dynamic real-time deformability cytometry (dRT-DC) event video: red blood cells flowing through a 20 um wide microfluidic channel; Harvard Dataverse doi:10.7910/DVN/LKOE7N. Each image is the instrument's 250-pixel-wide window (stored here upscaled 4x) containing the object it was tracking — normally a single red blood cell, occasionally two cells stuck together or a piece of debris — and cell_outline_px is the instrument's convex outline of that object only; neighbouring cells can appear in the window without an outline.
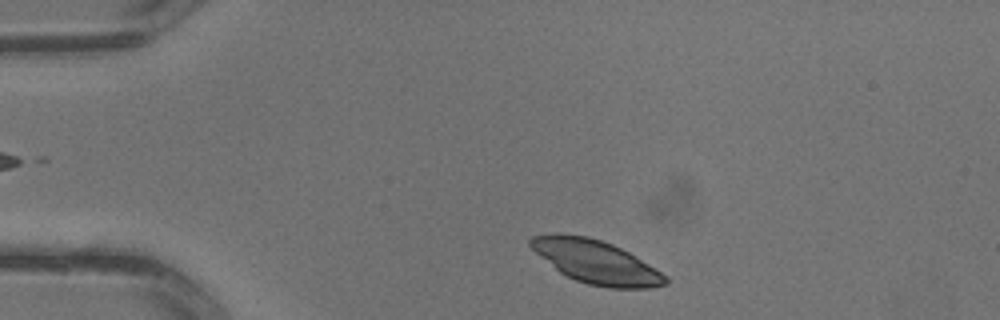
{"species": "common noctule bat (a hibernating species)", "species_latin": "Nyctalus noctula", "temperature_condition": "warm", "stored_images_in_passage": 4, "segment_of_instrument_passage": [2, 2], "camera_frame_rate_fps": 3000, "um_per_image_px": 0.085, "animal": {"sex": "male", "body_mass_g": 13.3}, "frame": {"image": 1, "passage_image": 4, "time_ms": 1.0, "image_size_px": [1000, 320], "cell_outline_px": [[668, 284], [648, 288], [608, 288], [588, 284], [576, 280], [560, 272], [536, 252], [528, 244], [528, 240], [532, 236], [588, 236], [612, 244], [628, 252], [668, 276]], "centroid_in_image_um": [50.73, 22.3], "position_along_channel_um": 34.3, "area_um2": 33.06}}